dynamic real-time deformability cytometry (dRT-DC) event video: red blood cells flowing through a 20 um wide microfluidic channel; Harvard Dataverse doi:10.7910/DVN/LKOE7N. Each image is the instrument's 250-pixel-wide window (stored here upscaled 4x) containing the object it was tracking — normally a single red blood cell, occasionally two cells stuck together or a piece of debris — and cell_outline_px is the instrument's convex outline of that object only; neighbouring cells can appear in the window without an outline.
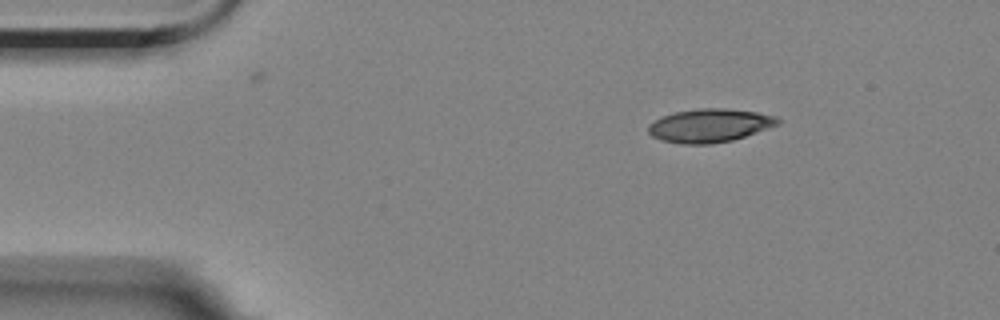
{"species": "Egyptian fruit bat (a non-hibernating species)", "species_latin": "Rousettus aegyptiacus", "temperature_condition": "room temperature", "stored_images_in_passage": 3, "camera_frame_rate_fps": 3000, "um_per_image_px": 0.085, "animal": {"sex": "female"}, "frame": {"image": 1, "passage_image": 1, "time_ms": 0.0, "image_size_px": [1000, 320], "cell_outline_px": [[780, 124], [732, 140], [712, 144], [680, 144], [660, 140], [652, 136], [648, 132], [648, 124], [664, 116], [676, 112], [700, 108], [724, 108], [756, 112], [776, 116], [780, 120]], "centroid_in_image_um": [60.31, 10.67], "position_along_channel_um": 24.7, "area_um2": 25.09}}